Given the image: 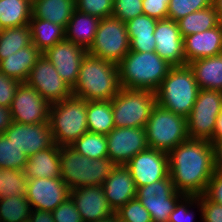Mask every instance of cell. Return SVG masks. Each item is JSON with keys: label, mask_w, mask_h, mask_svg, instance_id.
I'll list each match as a JSON object with an SVG mask.
<instances>
[{"label": "cell", "mask_w": 222, "mask_h": 222, "mask_svg": "<svg viewBox=\"0 0 222 222\" xmlns=\"http://www.w3.org/2000/svg\"><path fill=\"white\" fill-rule=\"evenodd\" d=\"M32 17L30 0H0V27L11 28L29 24Z\"/></svg>", "instance_id": "cell-31"}, {"label": "cell", "mask_w": 222, "mask_h": 222, "mask_svg": "<svg viewBox=\"0 0 222 222\" xmlns=\"http://www.w3.org/2000/svg\"><path fill=\"white\" fill-rule=\"evenodd\" d=\"M24 173L27 179L60 177V146L55 143L29 157Z\"/></svg>", "instance_id": "cell-26"}, {"label": "cell", "mask_w": 222, "mask_h": 222, "mask_svg": "<svg viewBox=\"0 0 222 222\" xmlns=\"http://www.w3.org/2000/svg\"><path fill=\"white\" fill-rule=\"evenodd\" d=\"M76 9V0H34L32 17L44 19L66 28Z\"/></svg>", "instance_id": "cell-27"}, {"label": "cell", "mask_w": 222, "mask_h": 222, "mask_svg": "<svg viewBox=\"0 0 222 222\" xmlns=\"http://www.w3.org/2000/svg\"><path fill=\"white\" fill-rule=\"evenodd\" d=\"M110 207L116 212L131 199L136 198V185L126 165H116L102 184Z\"/></svg>", "instance_id": "cell-21"}, {"label": "cell", "mask_w": 222, "mask_h": 222, "mask_svg": "<svg viewBox=\"0 0 222 222\" xmlns=\"http://www.w3.org/2000/svg\"><path fill=\"white\" fill-rule=\"evenodd\" d=\"M76 9L104 19L112 16L113 0H76Z\"/></svg>", "instance_id": "cell-41"}, {"label": "cell", "mask_w": 222, "mask_h": 222, "mask_svg": "<svg viewBox=\"0 0 222 222\" xmlns=\"http://www.w3.org/2000/svg\"><path fill=\"white\" fill-rule=\"evenodd\" d=\"M167 154L169 176L176 191L185 196L203 195L216 171L212 143L189 138Z\"/></svg>", "instance_id": "cell-1"}, {"label": "cell", "mask_w": 222, "mask_h": 222, "mask_svg": "<svg viewBox=\"0 0 222 222\" xmlns=\"http://www.w3.org/2000/svg\"><path fill=\"white\" fill-rule=\"evenodd\" d=\"M70 146L90 159L108 157L107 137L104 134L86 132Z\"/></svg>", "instance_id": "cell-35"}, {"label": "cell", "mask_w": 222, "mask_h": 222, "mask_svg": "<svg viewBox=\"0 0 222 222\" xmlns=\"http://www.w3.org/2000/svg\"><path fill=\"white\" fill-rule=\"evenodd\" d=\"M106 137L108 158L115 165H126L136 154L148 148L145 128H114Z\"/></svg>", "instance_id": "cell-13"}, {"label": "cell", "mask_w": 222, "mask_h": 222, "mask_svg": "<svg viewBox=\"0 0 222 222\" xmlns=\"http://www.w3.org/2000/svg\"><path fill=\"white\" fill-rule=\"evenodd\" d=\"M43 53L31 44L0 61V72L20 82H26L29 73Z\"/></svg>", "instance_id": "cell-24"}, {"label": "cell", "mask_w": 222, "mask_h": 222, "mask_svg": "<svg viewBox=\"0 0 222 222\" xmlns=\"http://www.w3.org/2000/svg\"><path fill=\"white\" fill-rule=\"evenodd\" d=\"M214 150V165L222 173V139H213L211 142Z\"/></svg>", "instance_id": "cell-48"}, {"label": "cell", "mask_w": 222, "mask_h": 222, "mask_svg": "<svg viewBox=\"0 0 222 222\" xmlns=\"http://www.w3.org/2000/svg\"><path fill=\"white\" fill-rule=\"evenodd\" d=\"M198 83L189 65L174 66L155 91L156 103L187 118L199 92Z\"/></svg>", "instance_id": "cell-4"}, {"label": "cell", "mask_w": 222, "mask_h": 222, "mask_svg": "<svg viewBox=\"0 0 222 222\" xmlns=\"http://www.w3.org/2000/svg\"><path fill=\"white\" fill-rule=\"evenodd\" d=\"M195 205L201 212L202 222H222V205L208 200L204 195L197 196Z\"/></svg>", "instance_id": "cell-43"}, {"label": "cell", "mask_w": 222, "mask_h": 222, "mask_svg": "<svg viewBox=\"0 0 222 222\" xmlns=\"http://www.w3.org/2000/svg\"><path fill=\"white\" fill-rule=\"evenodd\" d=\"M0 188H1V168H0Z\"/></svg>", "instance_id": "cell-54"}, {"label": "cell", "mask_w": 222, "mask_h": 222, "mask_svg": "<svg viewBox=\"0 0 222 222\" xmlns=\"http://www.w3.org/2000/svg\"><path fill=\"white\" fill-rule=\"evenodd\" d=\"M115 166L108 157L90 159L71 146H60V177L70 190L102 185Z\"/></svg>", "instance_id": "cell-5"}, {"label": "cell", "mask_w": 222, "mask_h": 222, "mask_svg": "<svg viewBox=\"0 0 222 222\" xmlns=\"http://www.w3.org/2000/svg\"><path fill=\"white\" fill-rule=\"evenodd\" d=\"M50 105L36 89L21 82L10 106L12 121L27 125L49 122Z\"/></svg>", "instance_id": "cell-12"}, {"label": "cell", "mask_w": 222, "mask_h": 222, "mask_svg": "<svg viewBox=\"0 0 222 222\" xmlns=\"http://www.w3.org/2000/svg\"><path fill=\"white\" fill-rule=\"evenodd\" d=\"M26 83L36 89L50 104L71 97L72 88L59 76L43 55L29 73Z\"/></svg>", "instance_id": "cell-14"}, {"label": "cell", "mask_w": 222, "mask_h": 222, "mask_svg": "<svg viewBox=\"0 0 222 222\" xmlns=\"http://www.w3.org/2000/svg\"><path fill=\"white\" fill-rule=\"evenodd\" d=\"M221 20L213 5L188 14L177 21L181 36L200 33L216 27Z\"/></svg>", "instance_id": "cell-32"}, {"label": "cell", "mask_w": 222, "mask_h": 222, "mask_svg": "<svg viewBox=\"0 0 222 222\" xmlns=\"http://www.w3.org/2000/svg\"><path fill=\"white\" fill-rule=\"evenodd\" d=\"M122 88L155 92L173 67L154 52L129 51L117 65Z\"/></svg>", "instance_id": "cell-3"}, {"label": "cell", "mask_w": 222, "mask_h": 222, "mask_svg": "<svg viewBox=\"0 0 222 222\" xmlns=\"http://www.w3.org/2000/svg\"><path fill=\"white\" fill-rule=\"evenodd\" d=\"M32 44L30 25L3 28L0 31V61Z\"/></svg>", "instance_id": "cell-33"}, {"label": "cell", "mask_w": 222, "mask_h": 222, "mask_svg": "<svg viewBox=\"0 0 222 222\" xmlns=\"http://www.w3.org/2000/svg\"><path fill=\"white\" fill-rule=\"evenodd\" d=\"M126 166L131 172L136 188L149 185L169 176L167 152L149 147L136 154Z\"/></svg>", "instance_id": "cell-16"}, {"label": "cell", "mask_w": 222, "mask_h": 222, "mask_svg": "<svg viewBox=\"0 0 222 222\" xmlns=\"http://www.w3.org/2000/svg\"><path fill=\"white\" fill-rule=\"evenodd\" d=\"M170 0H142L143 14L156 18L166 19Z\"/></svg>", "instance_id": "cell-46"}, {"label": "cell", "mask_w": 222, "mask_h": 222, "mask_svg": "<svg viewBox=\"0 0 222 222\" xmlns=\"http://www.w3.org/2000/svg\"><path fill=\"white\" fill-rule=\"evenodd\" d=\"M176 191L171 177L138 187L136 198L150 213L152 222H168L176 204L184 197Z\"/></svg>", "instance_id": "cell-11"}, {"label": "cell", "mask_w": 222, "mask_h": 222, "mask_svg": "<svg viewBox=\"0 0 222 222\" xmlns=\"http://www.w3.org/2000/svg\"><path fill=\"white\" fill-rule=\"evenodd\" d=\"M28 157L4 134H0V168L24 171Z\"/></svg>", "instance_id": "cell-36"}, {"label": "cell", "mask_w": 222, "mask_h": 222, "mask_svg": "<svg viewBox=\"0 0 222 222\" xmlns=\"http://www.w3.org/2000/svg\"><path fill=\"white\" fill-rule=\"evenodd\" d=\"M21 82L0 72V106L10 108Z\"/></svg>", "instance_id": "cell-45"}, {"label": "cell", "mask_w": 222, "mask_h": 222, "mask_svg": "<svg viewBox=\"0 0 222 222\" xmlns=\"http://www.w3.org/2000/svg\"><path fill=\"white\" fill-rule=\"evenodd\" d=\"M49 126L58 146H70L88 132L87 101L71 96L50 105Z\"/></svg>", "instance_id": "cell-6"}, {"label": "cell", "mask_w": 222, "mask_h": 222, "mask_svg": "<svg viewBox=\"0 0 222 222\" xmlns=\"http://www.w3.org/2000/svg\"><path fill=\"white\" fill-rule=\"evenodd\" d=\"M154 37L155 52L170 65L185 66L184 39L181 36L178 23L169 18L157 21Z\"/></svg>", "instance_id": "cell-20"}, {"label": "cell", "mask_w": 222, "mask_h": 222, "mask_svg": "<svg viewBox=\"0 0 222 222\" xmlns=\"http://www.w3.org/2000/svg\"><path fill=\"white\" fill-rule=\"evenodd\" d=\"M186 65L194 60L222 54V22L209 30L184 38Z\"/></svg>", "instance_id": "cell-22"}, {"label": "cell", "mask_w": 222, "mask_h": 222, "mask_svg": "<svg viewBox=\"0 0 222 222\" xmlns=\"http://www.w3.org/2000/svg\"><path fill=\"white\" fill-rule=\"evenodd\" d=\"M149 148L169 152L189 139L187 118L156 104L145 125Z\"/></svg>", "instance_id": "cell-7"}, {"label": "cell", "mask_w": 222, "mask_h": 222, "mask_svg": "<svg viewBox=\"0 0 222 222\" xmlns=\"http://www.w3.org/2000/svg\"><path fill=\"white\" fill-rule=\"evenodd\" d=\"M203 195L210 201L222 205V173L215 171L211 176Z\"/></svg>", "instance_id": "cell-47"}, {"label": "cell", "mask_w": 222, "mask_h": 222, "mask_svg": "<svg viewBox=\"0 0 222 222\" xmlns=\"http://www.w3.org/2000/svg\"><path fill=\"white\" fill-rule=\"evenodd\" d=\"M115 128H145L152 108L157 104L155 92L121 88L111 99Z\"/></svg>", "instance_id": "cell-8"}, {"label": "cell", "mask_w": 222, "mask_h": 222, "mask_svg": "<svg viewBox=\"0 0 222 222\" xmlns=\"http://www.w3.org/2000/svg\"><path fill=\"white\" fill-rule=\"evenodd\" d=\"M221 109L222 91L200 89L187 117L189 137L212 142Z\"/></svg>", "instance_id": "cell-10"}, {"label": "cell", "mask_w": 222, "mask_h": 222, "mask_svg": "<svg viewBox=\"0 0 222 222\" xmlns=\"http://www.w3.org/2000/svg\"><path fill=\"white\" fill-rule=\"evenodd\" d=\"M129 51L126 23L112 16L101 19L94 42L87 53L118 65Z\"/></svg>", "instance_id": "cell-9"}, {"label": "cell", "mask_w": 222, "mask_h": 222, "mask_svg": "<svg viewBox=\"0 0 222 222\" xmlns=\"http://www.w3.org/2000/svg\"><path fill=\"white\" fill-rule=\"evenodd\" d=\"M143 14L142 0H113L112 17L127 22Z\"/></svg>", "instance_id": "cell-40"}, {"label": "cell", "mask_w": 222, "mask_h": 222, "mask_svg": "<svg viewBox=\"0 0 222 222\" xmlns=\"http://www.w3.org/2000/svg\"><path fill=\"white\" fill-rule=\"evenodd\" d=\"M157 21L156 18L142 14L126 22L131 51H155L156 40L154 31Z\"/></svg>", "instance_id": "cell-23"}, {"label": "cell", "mask_w": 222, "mask_h": 222, "mask_svg": "<svg viewBox=\"0 0 222 222\" xmlns=\"http://www.w3.org/2000/svg\"><path fill=\"white\" fill-rule=\"evenodd\" d=\"M32 207L26 195L0 198V222H22L31 216Z\"/></svg>", "instance_id": "cell-34"}, {"label": "cell", "mask_w": 222, "mask_h": 222, "mask_svg": "<svg viewBox=\"0 0 222 222\" xmlns=\"http://www.w3.org/2000/svg\"><path fill=\"white\" fill-rule=\"evenodd\" d=\"M51 213L54 222H83L71 197L63 201Z\"/></svg>", "instance_id": "cell-44"}, {"label": "cell", "mask_w": 222, "mask_h": 222, "mask_svg": "<svg viewBox=\"0 0 222 222\" xmlns=\"http://www.w3.org/2000/svg\"><path fill=\"white\" fill-rule=\"evenodd\" d=\"M121 88L117 64L87 54L72 94L86 101L111 100Z\"/></svg>", "instance_id": "cell-2"}, {"label": "cell", "mask_w": 222, "mask_h": 222, "mask_svg": "<svg viewBox=\"0 0 222 222\" xmlns=\"http://www.w3.org/2000/svg\"><path fill=\"white\" fill-rule=\"evenodd\" d=\"M70 191L61 177H41L28 179L25 195L32 209L52 212L70 197Z\"/></svg>", "instance_id": "cell-15"}, {"label": "cell", "mask_w": 222, "mask_h": 222, "mask_svg": "<svg viewBox=\"0 0 222 222\" xmlns=\"http://www.w3.org/2000/svg\"><path fill=\"white\" fill-rule=\"evenodd\" d=\"M11 123L12 117L10 108L0 106V134H3Z\"/></svg>", "instance_id": "cell-50"}, {"label": "cell", "mask_w": 222, "mask_h": 222, "mask_svg": "<svg viewBox=\"0 0 222 222\" xmlns=\"http://www.w3.org/2000/svg\"><path fill=\"white\" fill-rule=\"evenodd\" d=\"M212 5V0H170L167 18L177 22L190 13Z\"/></svg>", "instance_id": "cell-38"}, {"label": "cell", "mask_w": 222, "mask_h": 222, "mask_svg": "<svg viewBox=\"0 0 222 222\" xmlns=\"http://www.w3.org/2000/svg\"><path fill=\"white\" fill-rule=\"evenodd\" d=\"M118 222H152L150 213L137 199H131L115 212Z\"/></svg>", "instance_id": "cell-39"}, {"label": "cell", "mask_w": 222, "mask_h": 222, "mask_svg": "<svg viewBox=\"0 0 222 222\" xmlns=\"http://www.w3.org/2000/svg\"><path fill=\"white\" fill-rule=\"evenodd\" d=\"M87 50L66 39L48 48L43 56L55 67L59 76L71 88L77 82L79 69Z\"/></svg>", "instance_id": "cell-18"}, {"label": "cell", "mask_w": 222, "mask_h": 222, "mask_svg": "<svg viewBox=\"0 0 222 222\" xmlns=\"http://www.w3.org/2000/svg\"><path fill=\"white\" fill-rule=\"evenodd\" d=\"M213 139H222V109L216 121V128L214 131Z\"/></svg>", "instance_id": "cell-51"}, {"label": "cell", "mask_w": 222, "mask_h": 222, "mask_svg": "<svg viewBox=\"0 0 222 222\" xmlns=\"http://www.w3.org/2000/svg\"><path fill=\"white\" fill-rule=\"evenodd\" d=\"M212 5L218 12L219 19L222 22V0H212Z\"/></svg>", "instance_id": "cell-52"}, {"label": "cell", "mask_w": 222, "mask_h": 222, "mask_svg": "<svg viewBox=\"0 0 222 222\" xmlns=\"http://www.w3.org/2000/svg\"><path fill=\"white\" fill-rule=\"evenodd\" d=\"M30 222H54L51 212L32 209L31 216L28 219Z\"/></svg>", "instance_id": "cell-49"}, {"label": "cell", "mask_w": 222, "mask_h": 222, "mask_svg": "<svg viewBox=\"0 0 222 222\" xmlns=\"http://www.w3.org/2000/svg\"><path fill=\"white\" fill-rule=\"evenodd\" d=\"M27 181L24 171L1 169L0 198L25 195Z\"/></svg>", "instance_id": "cell-37"}, {"label": "cell", "mask_w": 222, "mask_h": 222, "mask_svg": "<svg viewBox=\"0 0 222 222\" xmlns=\"http://www.w3.org/2000/svg\"><path fill=\"white\" fill-rule=\"evenodd\" d=\"M197 196H184L170 214L168 222H194V212L190 209L195 206Z\"/></svg>", "instance_id": "cell-42"}, {"label": "cell", "mask_w": 222, "mask_h": 222, "mask_svg": "<svg viewBox=\"0 0 222 222\" xmlns=\"http://www.w3.org/2000/svg\"><path fill=\"white\" fill-rule=\"evenodd\" d=\"M3 134L17 147L24 149L28 158L55 144L49 122L27 125L12 121Z\"/></svg>", "instance_id": "cell-17"}, {"label": "cell", "mask_w": 222, "mask_h": 222, "mask_svg": "<svg viewBox=\"0 0 222 222\" xmlns=\"http://www.w3.org/2000/svg\"><path fill=\"white\" fill-rule=\"evenodd\" d=\"M70 197L83 222H100L115 217V212L104 195L102 185L72 189Z\"/></svg>", "instance_id": "cell-19"}, {"label": "cell", "mask_w": 222, "mask_h": 222, "mask_svg": "<svg viewBox=\"0 0 222 222\" xmlns=\"http://www.w3.org/2000/svg\"><path fill=\"white\" fill-rule=\"evenodd\" d=\"M29 25L32 44L42 53L56 43L65 40V28L63 26L39 18H31Z\"/></svg>", "instance_id": "cell-29"}, {"label": "cell", "mask_w": 222, "mask_h": 222, "mask_svg": "<svg viewBox=\"0 0 222 222\" xmlns=\"http://www.w3.org/2000/svg\"><path fill=\"white\" fill-rule=\"evenodd\" d=\"M193 70L199 89L222 91V54L194 60Z\"/></svg>", "instance_id": "cell-28"}, {"label": "cell", "mask_w": 222, "mask_h": 222, "mask_svg": "<svg viewBox=\"0 0 222 222\" xmlns=\"http://www.w3.org/2000/svg\"><path fill=\"white\" fill-rule=\"evenodd\" d=\"M100 222H117V218L114 217V218H110V219H107L105 221H100Z\"/></svg>", "instance_id": "cell-53"}, {"label": "cell", "mask_w": 222, "mask_h": 222, "mask_svg": "<svg viewBox=\"0 0 222 222\" xmlns=\"http://www.w3.org/2000/svg\"><path fill=\"white\" fill-rule=\"evenodd\" d=\"M88 132L107 135L115 128L111 100L87 101Z\"/></svg>", "instance_id": "cell-30"}, {"label": "cell", "mask_w": 222, "mask_h": 222, "mask_svg": "<svg viewBox=\"0 0 222 222\" xmlns=\"http://www.w3.org/2000/svg\"><path fill=\"white\" fill-rule=\"evenodd\" d=\"M100 20L75 9L65 28V39L88 50L94 42Z\"/></svg>", "instance_id": "cell-25"}]
</instances>
